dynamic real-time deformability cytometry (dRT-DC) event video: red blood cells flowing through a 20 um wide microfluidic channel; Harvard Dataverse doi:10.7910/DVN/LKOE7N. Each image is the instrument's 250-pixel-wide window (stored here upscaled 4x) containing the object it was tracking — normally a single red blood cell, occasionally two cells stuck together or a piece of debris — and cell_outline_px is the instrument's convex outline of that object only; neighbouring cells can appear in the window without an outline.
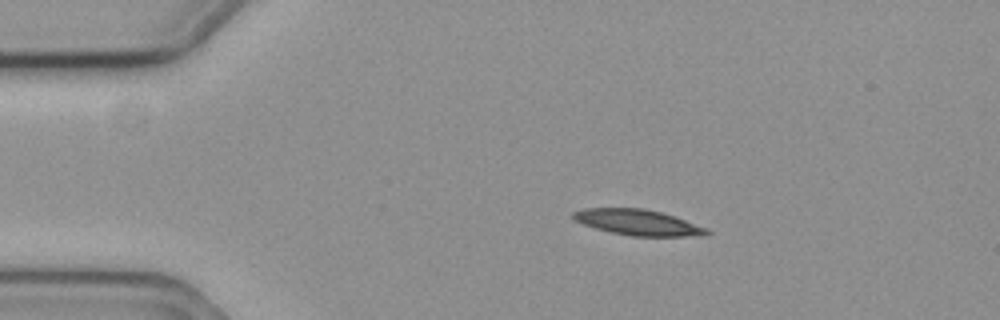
{"species": "common noctule bat (a hibernating species)", "species_latin": "Nyctalus noctula", "temperature_condition": "cold", "stored_images_in_passage": 4, "camera_frame_rate_fps": 3000, "um_per_image_px": 0.085, "animal": {"sex": "female", "body_mass_g": 19.3, "forearm_length_mm": 54.1}, "frame": {"image": 1, "passage_image": 1, "time_ms": 0.0, "image_size_px": [1000, 320], "cell_outline_px": [[712, 232], [708, 236], [632, 236], [612, 232], [596, 228], [584, 224], [576, 220], [572, 216], [572, 212], [584, 208], [644, 208], [660, 212], [708, 228]], "centroid_in_image_um": [54.27, 18.91], "position_along_channel_um": 30.7, "area_um2": 19.88}}
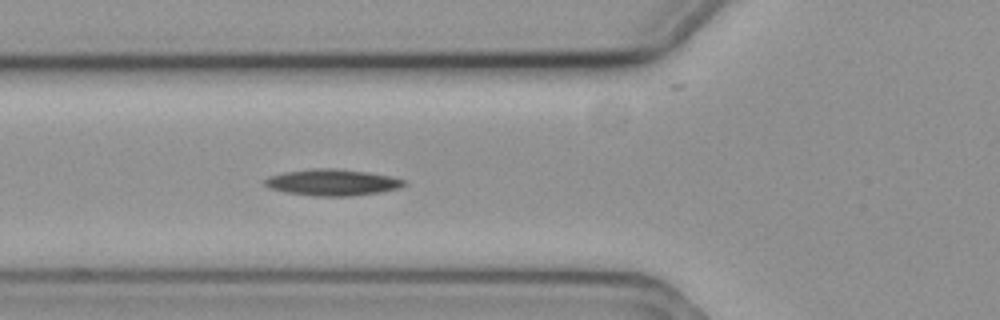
{"frame": {"image": 2, "passage_image": 4, "time_ms": 1.0, "image_size_px": [1000, 320], "cell_outline_px": [[408, 184], [400, 188], [380, 192], [352, 196], [312, 196], [284, 192], [268, 188], [264, 184], [264, 180], [268, 176], [284, 172], [312, 168], [340, 168], [368, 172], [392, 176], [404, 180]], "centroid_in_image_um": [28.25, 15.5], "position_along_channel_um": 97.6, "area_um2": 21.79}}